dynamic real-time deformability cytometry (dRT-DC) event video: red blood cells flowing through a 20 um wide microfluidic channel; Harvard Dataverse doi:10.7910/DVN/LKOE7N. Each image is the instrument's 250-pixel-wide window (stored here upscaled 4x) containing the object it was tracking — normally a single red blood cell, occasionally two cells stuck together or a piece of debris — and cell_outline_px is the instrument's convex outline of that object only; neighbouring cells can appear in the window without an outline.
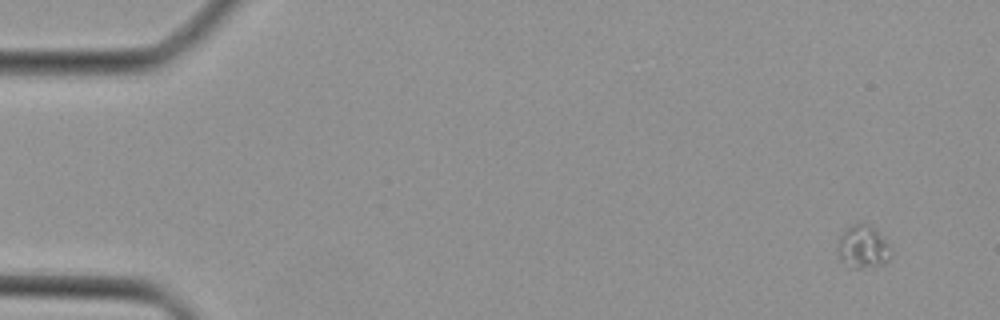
{"species": "Egyptian fruit bat (a non-hibernating species)", "species_latin": "Rousettus aegyptiacus", "temperature_condition": "cold", "stored_images_in_passage": 43, "camera_frame_rate_fps": 3000, "um_per_image_px": 0.085, "animal": {"sex": "female"}, "frame": {"image": 1, "passage_image": 1, "time_ms": 0.0, "image_size_px": [1000, 320], "cell_outline_px": [[892, 252], [888, 260], [880, 264], [860, 268], [848, 268], [840, 256], [836, 248], [840, 236], [852, 224], [864, 220], [876, 228], [888, 244]], "centroid_in_image_um": [73.35, 20.93], "position_along_channel_um": 11.7, "area_um2": 13.41}}
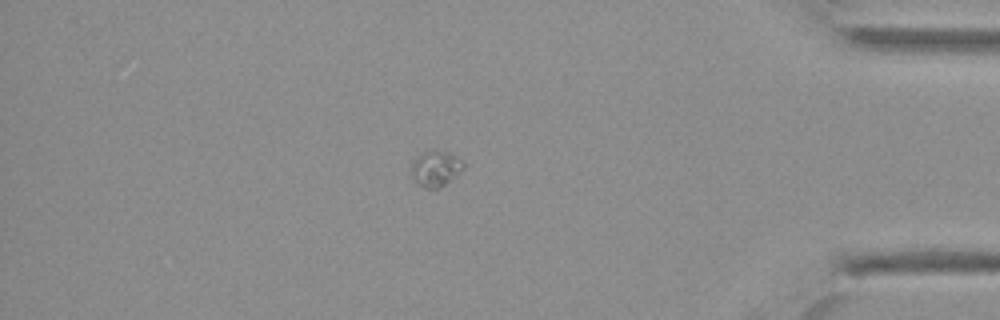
{"frame": {"image": 2, "passage_image": 37, "time_ms": 12.0, "image_size_px": [1000, 320], "cell_outline_px": [[464, 168], [456, 176], [440, 188], [424, 188], [412, 180], [412, 164], [416, 156], [428, 148], [432, 148], [444, 152], [460, 160], [464, 164]], "centroid_in_image_um": [36.98, 14.32], "position_along_channel_um": 398.2, "area_um2": 10.87}}
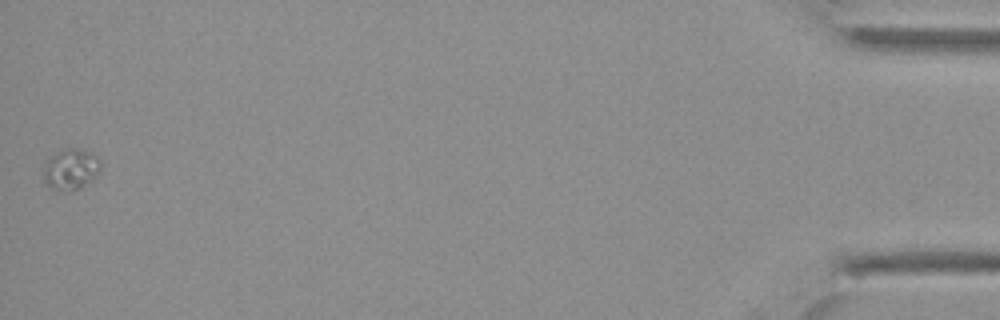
{"frame": {"image": 3, "passage_image": 43, "time_ms": 14.0, "image_size_px": [1000, 320], "cell_outline_px": [[100, 172], [96, 176], [80, 188], [72, 192], [52, 188], [44, 180], [44, 160], [48, 156], [56, 152], [72, 148], [76, 148], [92, 152], [100, 160]], "centroid_in_image_um": [6.01, 14.37], "position_along_channel_um": 429.2, "area_um2": 13.7}}